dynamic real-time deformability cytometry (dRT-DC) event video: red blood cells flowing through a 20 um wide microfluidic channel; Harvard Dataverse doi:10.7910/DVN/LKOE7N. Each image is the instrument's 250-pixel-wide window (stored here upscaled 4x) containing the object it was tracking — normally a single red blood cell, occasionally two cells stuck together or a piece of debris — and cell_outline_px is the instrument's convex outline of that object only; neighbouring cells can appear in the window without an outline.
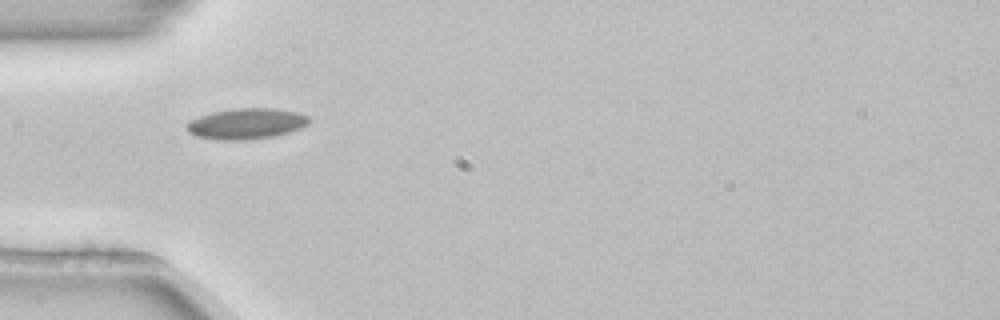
{"species": "common noctule bat (a hibernating species)", "species_latin": "Nyctalus noctula", "temperature_condition": "room temperature", "stored_images_in_passage": 6, "camera_frame_rate_fps": 3000, "um_per_image_px": 0.085, "animal": {"sex": "female", "body_mass_g": 22.7, "forearm_length_mm": 54.2}, "frame": {"image": 1, "passage_image": 5, "time_ms": 1.333, "image_size_px": [1000, 320], "cell_outline_px": [[312, 120], [308, 124], [300, 128], [276, 136], [244, 140], [220, 140], [196, 136], [188, 132], [188, 120], [212, 112], [236, 108], [276, 108], [296, 112], [308, 116]], "centroid_in_image_um": [20.96, 10.51], "position_along_channel_um": 64.0, "area_um2": 21.96}}